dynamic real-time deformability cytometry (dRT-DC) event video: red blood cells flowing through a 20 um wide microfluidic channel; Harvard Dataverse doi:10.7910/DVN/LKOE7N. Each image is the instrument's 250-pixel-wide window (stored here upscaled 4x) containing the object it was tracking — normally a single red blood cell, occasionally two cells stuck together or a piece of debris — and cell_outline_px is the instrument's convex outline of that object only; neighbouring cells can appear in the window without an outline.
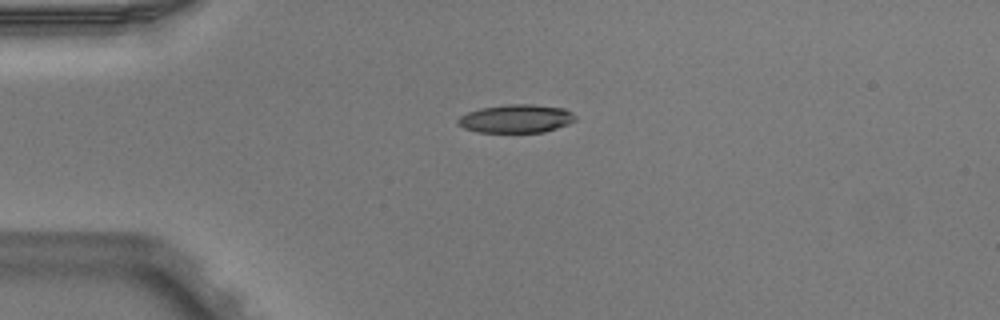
{"species": "Egyptian fruit bat (a non-hibernating species)", "species_latin": "Rousettus aegyptiacus", "temperature_condition": "warm", "stored_images_in_passage": 2, "camera_frame_rate_fps": 3000, "um_per_image_px": 0.085, "animal": {"sex": "male"}, "frame": {"image": 1, "passage_image": 1, "time_ms": 0.0, "image_size_px": [1000, 320], "cell_outline_px": [[576, 120], [568, 124], [544, 132], [476, 132], [464, 128], [456, 124], [456, 120], [460, 116], [468, 112], [480, 108], [508, 104], [532, 104], [564, 108], [572, 112], [576, 116]], "centroid_in_image_um": [43.86, 10.08], "position_along_channel_um": 41.1, "area_um2": 19.48}}